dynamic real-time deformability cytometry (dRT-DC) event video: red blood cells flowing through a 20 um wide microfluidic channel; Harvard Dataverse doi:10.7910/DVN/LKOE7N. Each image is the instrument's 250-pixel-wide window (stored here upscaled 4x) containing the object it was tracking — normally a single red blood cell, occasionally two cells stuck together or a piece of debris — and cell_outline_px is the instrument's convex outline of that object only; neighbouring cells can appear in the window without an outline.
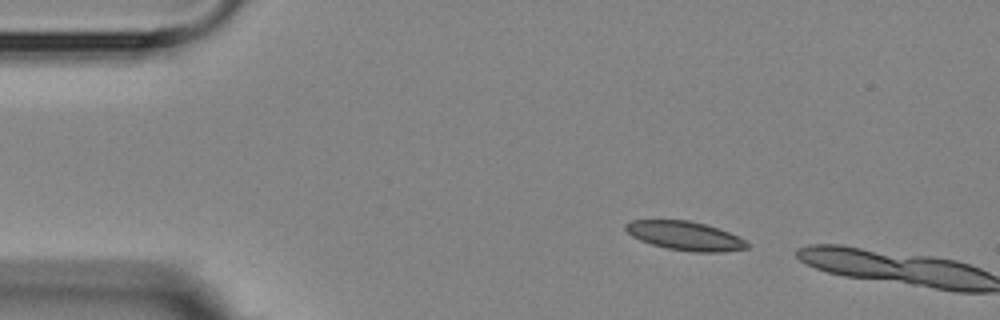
{"species": "Egyptian fruit bat (a non-hibernating species)", "species_latin": "Rousettus aegyptiacus", "temperature_condition": "room temperature", "stored_images_in_passage": 2, "camera_frame_rate_fps": 3000, "um_per_image_px": 0.085, "animal": {"sex": "female"}, "frame": {"image": 1, "passage_image": 1, "time_ms": 0.0, "image_size_px": [1000, 320], "cell_outline_px": [[748, 248], [720, 252], [692, 252], [668, 248], [652, 244], [640, 240], [632, 236], [624, 228], [624, 224], [632, 220], [688, 220], [704, 224], [728, 232], [744, 240], [748, 244]], "centroid_in_image_um": [58.19, 20.04], "position_along_channel_um": 26.8, "area_um2": 20.17}}